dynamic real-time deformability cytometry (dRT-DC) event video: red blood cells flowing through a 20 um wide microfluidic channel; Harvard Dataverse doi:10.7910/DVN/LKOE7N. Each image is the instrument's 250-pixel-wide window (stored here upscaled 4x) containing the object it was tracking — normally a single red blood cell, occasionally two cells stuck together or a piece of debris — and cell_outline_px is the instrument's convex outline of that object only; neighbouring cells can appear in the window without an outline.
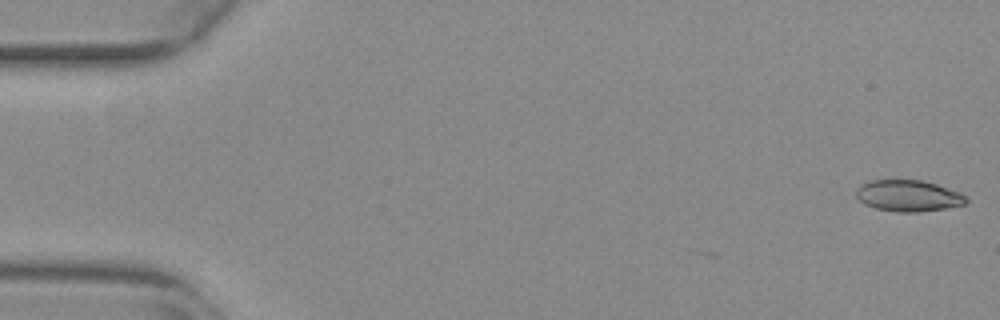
{"species": "common noctule bat (a hibernating species)", "species_latin": "Nyctalus noctula", "temperature_condition": "warm", "stored_images_in_passage": 16, "camera_frame_rate_fps": 3000, "um_per_image_px": 0.085, "animal": {"sex": "female", "body_mass_g": 29.2, "forearm_length_mm": 56.3}, "frame": {"image": 1, "passage_image": 1, "time_ms": 0.0, "image_size_px": [1000, 320], "cell_outline_px": [[968, 200], [964, 204], [944, 208], [916, 212], [896, 212], [876, 208], [864, 204], [856, 196], [856, 188], [860, 184], [868, 180], [920, 180], [936, 184], [960, 192], [968, 196]], "centroid_in_image_um": [77.18, 16.63], "position_along_channel_um": 7.8, "area_um2": 20.11}}
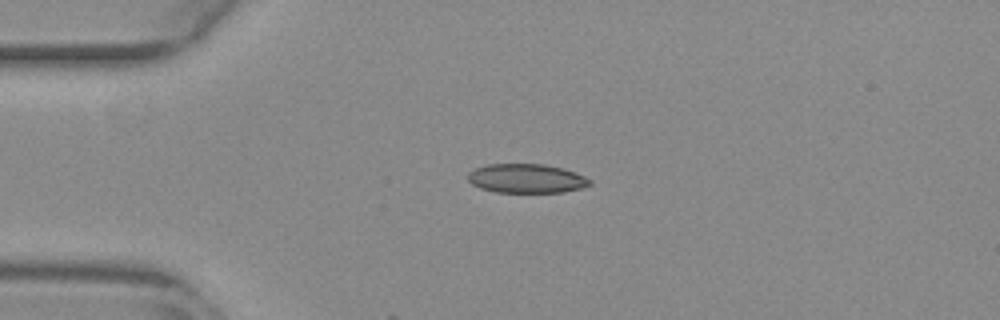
{"frame": {"image": 2, "passage_image": 13, "time_ms": 4.0, "image_size_px": [1000, 320], "cell_outline_px": [[592, 184], [580, 188], [564, 192], [496, 192], [480, 188], [472, 184], [468, 180], [468, 172], [476, 168], [488, 164], [544, 164], [564, 168], [584, 176], [592, 180]], "centroid_in_image_um": [44.75, 15.17], "position_along_channel_um": 40.2, "area_um2": 20.69}}